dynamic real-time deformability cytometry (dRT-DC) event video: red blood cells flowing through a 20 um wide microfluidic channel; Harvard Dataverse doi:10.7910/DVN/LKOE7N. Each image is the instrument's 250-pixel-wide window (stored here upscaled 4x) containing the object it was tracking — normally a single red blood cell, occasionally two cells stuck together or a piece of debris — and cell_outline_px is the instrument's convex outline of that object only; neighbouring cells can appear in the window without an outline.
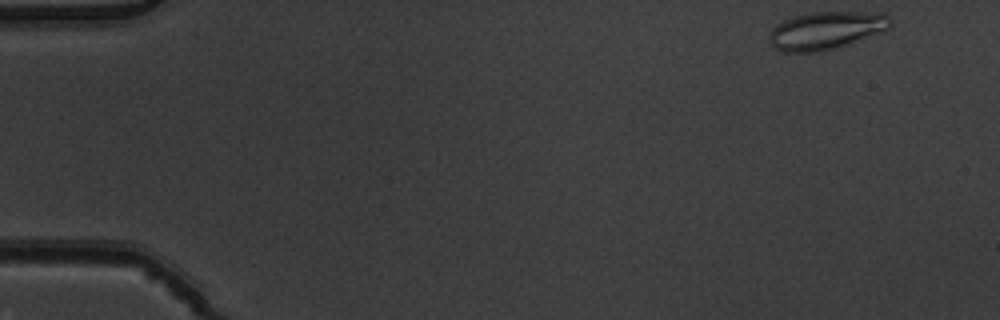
{"species": "common noctule bat (a hibernating species)", "species_latin": "Nyctalus noctula", "temperature_condition": "warm", "stored_images_in_passage": 4, "camera_frame_rate_fps": 3000, "um_per_image_px": 0.085, "animal": {"sex": "male", "body_mass_g": 19.5, "forearm_length_mm": 54.6}, "frame": {"image": 1, "passage_image": 1, "time_ms": 0.0, "image_size_px": [1000, 320], "cell_outline_px": [[892, 24], [888, 28], [880, 32], [848, 44], [836, 48], [820, 52], [784, 52], [776, 48], [772, 44], [768, 36], [772, 28], [776, 24], [784, 20], [796, 16], [812, 12], [880, 12], [892, 16]], "centroid_in_image_um": [70.24, 2.58], "position_along_channel_um": 14.8, "area_um2": 26.7}}